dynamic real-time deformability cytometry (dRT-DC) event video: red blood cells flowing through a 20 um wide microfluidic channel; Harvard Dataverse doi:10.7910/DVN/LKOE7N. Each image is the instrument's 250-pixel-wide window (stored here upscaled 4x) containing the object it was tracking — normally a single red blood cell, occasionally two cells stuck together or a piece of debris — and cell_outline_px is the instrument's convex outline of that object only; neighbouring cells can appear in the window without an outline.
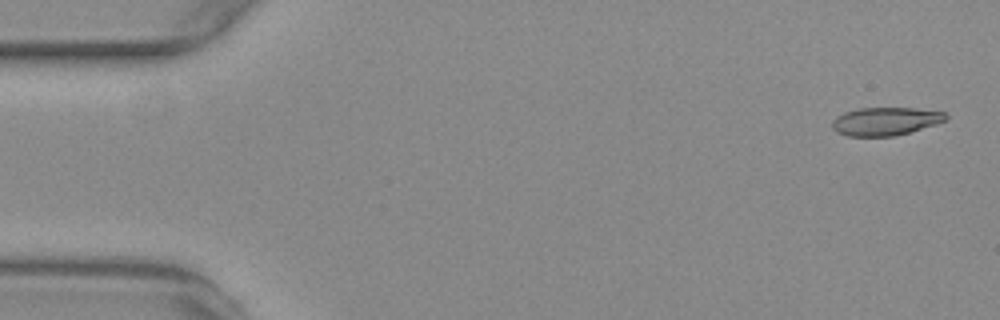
{"species": "common noctule bat (a hibernating species)", "species_latin": "Nyctalus noctula", "temperature_condition": "warm", "stored_images_in_passage": 48, "camera_frame_rate_fps": 3000, "um_per_image_px": 0.085, "animal": {"sex": "female", "body_mass_g": 29.2, "forearm_length_mm": 56.3}, "frame": {"image": 1, "passage_image": 2, "time_ms": 0.333, "image_size_px": [1000, 320], "cell_outline_px": [[948, 116], [944, 120], [936, 124], [908, 132], [892, 136], [848, 136], [836, 132], [832, 128], [832, 120], [836, 116], [844, 112], [860, 108], [916, 108], [944, 112]], "centroid_in_image_um": [75.22, 10.3], "position_along_channel_um": 9.8, "area_um2": 18.5}}
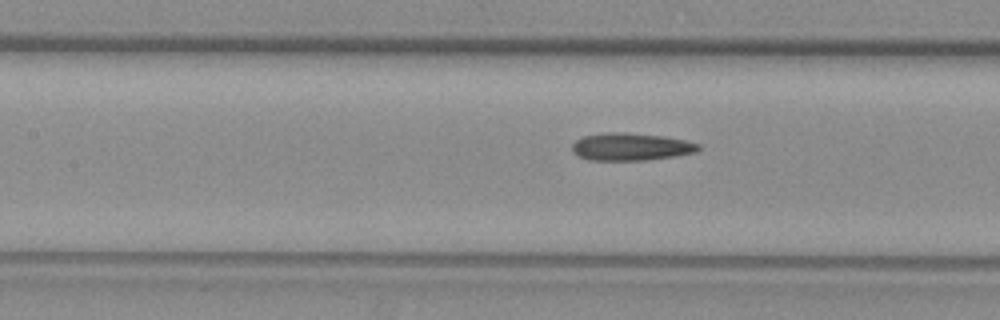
{"frame": {"image": 2, "passage_image": 24, "time_ms": 7.667, "image_size_px": [1000, 320], "cell_outline_px": [[700, 148], [696, 152], [672, 156], [644, 160], [588, 160], [572, 152], [572, 144], [576, 140], [584, 136], [604, 132], [628, 132], [664, 136], [684, 140], [700, 144]], "centroid_in_image_um": [53.6, 12.46], "position_along_channel_um": 153.8, "area_um2": 20.23}}
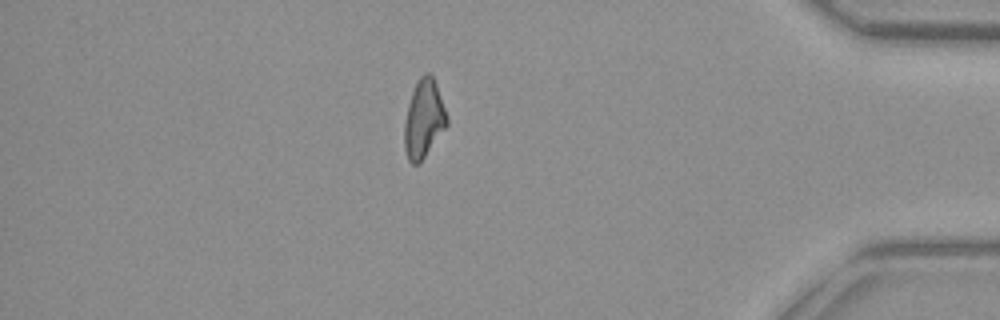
{"frame": {"image": 3, "passage_image": 47, "time_ms": 15.333, "image_size_px": [1000, 320], "cell_outline_px": [[448, 124], [420, 164], [412, 164], [408, 160], [404, 148], [404, 124], [408, 104], [412, 92], [420, 76], [424, 72], [428, 72], [432, 76], [436, 84], [448, 116]], "centroid_in_image_um": [36.02, 10.13], "position_along_channel_um": 399.2, "area_um2": 19.42}}